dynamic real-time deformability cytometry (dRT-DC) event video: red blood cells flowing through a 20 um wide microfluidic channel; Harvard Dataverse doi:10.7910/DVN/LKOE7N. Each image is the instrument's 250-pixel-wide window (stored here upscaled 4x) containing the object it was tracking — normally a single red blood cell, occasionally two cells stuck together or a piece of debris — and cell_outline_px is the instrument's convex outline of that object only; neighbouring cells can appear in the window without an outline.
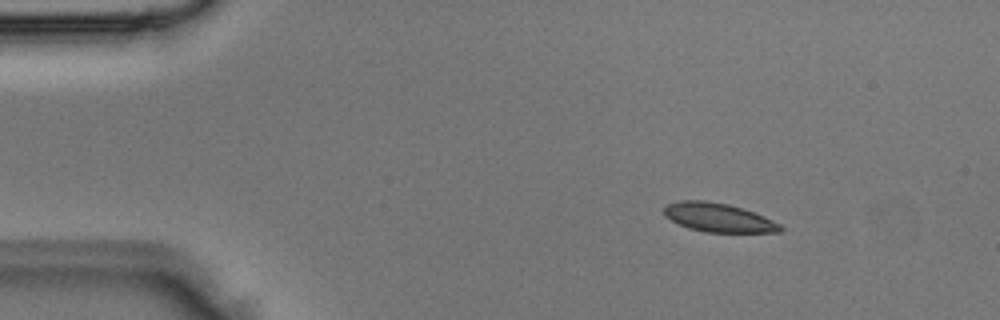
{"species": "Egyptian fruit bat (a non-hibernating species)", "species_latin": "Rousettus aegyptiacus", "temperature_condition": "room temperature", "stored_images_in_passage": 4, "camera_frame_rate_fps": 3000, "um_per_image_px": 0.085, "animal": {"sex": "male"}, "frame": {"image": 1, "passage_image": 1, "time_ms": 0.0, "image_size_px": [1000, 320], "cell_outline_px": [[784, 228], [780, 232], [704, 232], [688, 228], [664, 216], [664, 208], [668, 204], [680, 200], [704, 200], [728, 204], [764, 216], [780, 224]], "centroid_in_image_um": [61.05, 18.49], "position_along_channel_um": 23.9, "area_um2": 19.36}}
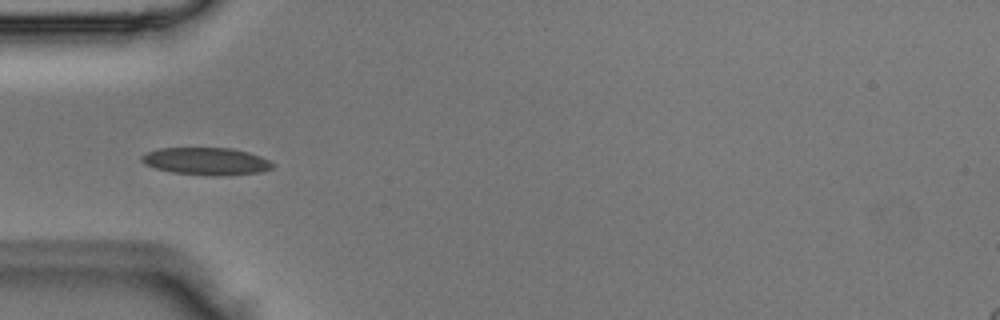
{"frame": {"image": 2, "passage_image": 3, "time_ms": 0.667, "image_size_px": [1000, 320], "cell_outline_px": [[276, 164], [272, 168], [260, 172], [216, 176], [172, 172], [156, 168], [144, 164], [140, 160], [140, 156], [156, 148], [232, 148], [248, 152], [260, 156]], "centroid_in_image_um": [17.52, 13.7], "position_along_channel_um": 67.5, "area_um2": 20.87}}
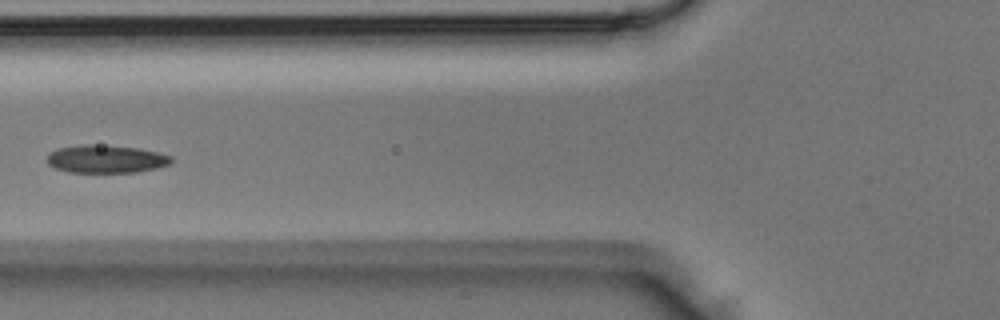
{"frame": {"image": 3, "passage_image": 4, "time_ms": 1.0, "image_size_px": [1000, 320], "cell_outline_px": [[172, 160], [168, 164], [156, 168], [136, 172], [68, 172], [56, 168], [48, 164], [48, 156], [56, 148], [84, 144], [92, 144], [136, 148], [156, 152], [172, 156]], "centroid_in_image_um": [8.99, 13.51], "position_along_channel_um": 116.8, "area_um2": 19.94}}